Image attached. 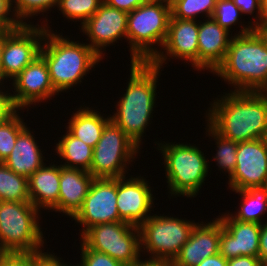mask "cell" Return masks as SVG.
Segmentation results:
<instances>
[{
    "label": "cell",
    "instance_id": "obj_10",
    "mask_svg": "<svg viewBox=\"0 0 267 266\" xmlns=\"http://www.w3.org/2000/svg\"><path fill=\"white\" fill-rule=\"evenodd\" d=\"M140 147L110 120L93 148L90 174L94 178H122L127 164L136 157Z\"/></svg>",
    "mask_w": 267,
    "mask_h": 266
},
{
    "label": "cell",
    "instance_id": "obj_32",
    "mask_svg": "<svg viewBox=\"0 0 267 266\" xmlns=\"http://www.w3.org/2000/svg\"><path fill=\"white\" fill-rule=\"evenodd\" d=\"M59 0H12V7L14 16L23 25H28L23 20L30 18L33 15L44 13L51 10L53 6L58 5ZM14 3V4H13ZM15 5V6H13ZM23 19V20H22Z\"/></svg>",
    "mask_w": 267,
    "mask_h": 266
},
{
    "label": "cell",
    "instance_id": "obj_6",
    "mask_svg": "<svg viewBox=\"0 0 267 266\" xmlns=\"http://www.w3.org/2000/svg\"><path fill=\"white\" fill-rule=\"evenodd\" d=\"M31 202L0 201V253L41 252L44 241Z\"/></svg>",
    "mask_w": 267,
    "mask_h": 266
},
{
    "label": "cell",
    "instance_id": "obj_20",
    "mask_svg": "<svg viewBox=\"0 0 267 266\" xmlns=\"http://www.w3.org/2000/svg\"><path fill=\"white\" fill-rule=\"evenodd\" d=\"M230 33L212 17L199 21L198 30V70L214 72L223 62L231 38Z\"/></svg>",
    "mask_w": 267,
    "mask_h": 266
},
{
    "label": "cell",
    "instance_id": "obj_27",
    "mask_svg": "<svg viewBox=\"0 0 267 266\" xmlns=\"http://www.w3.org/2000/svg\"><path fill=\"white\" fill-rule=\"evenodd\" d=\"M0 201L30 202L28 178L0 162Z\"/></svg>",
    "mask_w": 267,
    "mask_h": 266
},
{
    "label": "cell",
    "instance_id": "obj_18",
    "mask_svg": "<svg viewBox=\"0 0 267 266\" xmlns=\"http://www.w3.org/2000/svg\"><path fill=\"white\" fill-rule=\"evenodd\" d=\"M219 217L222 222L219 253L227 260L238 256L258 257L262 224L238 221L229 212Z\"/></svg>",
    "mask_w": 267,
    "mask_h": 266
},
{
    "label": "cell",
    "instance_id": "obj_11",
    "mask_svg": "<svg viewBox=\"0 0 267 266\" xmlns=\"http://www.w3.org/2000/svg\"><path fill=\"white\" fill-rule=\"evenodd\" d=\"M46 29L44 25L37 27L22 25L10 31L3 39L0 51V80L16 78L38 55Z\"/></svg>",
    "mask_w": 267,
    "mask_h": 266
},
{
    "label": "cell",
    "instance_id": "obj_17",
    "mask_svg": "<svg viewBox=\"0 0 267 266\" xmlns=\"http://www.w3.org/2000/svg\"><path fill=\"white\" fill-rule=\"evenodd\" d=\"M143 177L117 178V209L123 222L139 227L150 216L153 196ZM149 213V215H147Z\"/></svg>",
    "mask_w": 267,
    "mask_h": 266
},
{
    "label": "cell",
    "instance_id": "obj_13",
    "mask_svg": "<svg viewBox=\"0 0 267 266\" xmlns=\"http://www.w3.org/2000/svg\"><path fill=\"white\" fill-rule=\"evenodd\" d=\"M230 190L267 186V139L238 142L235 171L229 178Z\"/></svg>",
    "mask_w": 267,
    "mask_h": 266
},
{
    "label": "cell",
    "instance_id": "obj_5",
    "mask_svg": "<svg viewBox=\"0 0 267 266\" xmlns=\"http://www.w3.org/2000/svg\"><path fill=\"white\" fill-rule=\"evenodd\" d=\"M170 17V3L155 0L143 3L128 13L127 41L130 45L131 63L150 62L159 52L152 46L159 44L162 48Z\"/></svg>",
    "mask_w": 267,
    "mask_h": 266
},
{
    "label": "cell",
    "instance_id": "obj_21",
    "mask_svg": "<svg viewBox=\"0 0 267 266\" xmlns=\"http://www.w3.org/2000/svg\"><path fill=\"white\" fill-rule=\"evenodd\" d=\"M93 179L89 171L60 165L58 211L73 218L81 209Z\"/></svg>",
    "mask_w": 267,
    "mask_h": 266
},
{
    "label": "cell",
    "instance_id": "obj_23",
    "mask_svg": "<svg viewBox=\"0 0 267 266\" xmlns=\"http://www.w3.org/2000/svg\"><path fill=\"white\" fill-rule=\"evenodd\" d=\"M35 137L26 126L19 134L11 154L3 162L16 174L29 177L45 163Z\"/></svg>",
    "mask_w": 267,
    "mask_h": 266
},
{
    "label": "cell",
    "instance_id": "obj_26",
    "mask_svg": "<svg viewBox=\"0 0 267 266\" xmlns=\"http://www.w3.org/2000/svg\"><path fill=\"white\" fill-rule=\"evenodd\" d=\"M241 195V207L232 217L242 222H255L263 224L261 215L267 212V186L251 187L246 190L234 191Z\"/></svg>",
    "mask_w": 267,
    "mask_h": 266
},
{
    "label": "cell",
    "instance_id": "obj_9",
    "mask_svg": "<svg viewBox=\"0 0 267 266\" xmlns=\"http://www.w3.org/2000/svg\"><path fill=\"white\" fill-rule=\"evenodd\" d=\"M81 236L89 248L105 253L124 266L140 260V229L127 222L119 221L93 225Z\"/></svg>",
    "mask_w": 267,
    "mask_h": 266
},
{
    "label": "cell",
    "instance_id": "obj_46",
    "mask_svg": "<svg viewBox=\"0 0 267 266\" xmlns=\"http://www.w3.org/2000/svg\"><path fill=\"white\" fill-rule=\"evenodd\" d=\"M267 41V22H259V25L255 28Z\"/></svg>",
    "mask_w": 267,
    "mask_h": 266
},
{
    "label": "cell",
    "instance_id": "obj_1",
    "mask_svg": "<svg viewBox=\"0 0 267 266\" xmlns=\"http://www.w3.org/2000/svg\"><path fill=\"white\" fill-rule=\"evenodd\" d=\"M214 101L206 121L218 134L235 142L267 138V98L261 92L230 91Z\"/></svg>",
    "mask_w": 267,
    "mask_h": 266
},
{
    "label": "cell",
    "instance_id": "obj_33",
    "mask_svg": "<svg viewBox=\"0 0 267 266\" xmlns=\"http://www.w3.org/2000/svg\"><path fill=\"white\" fill-rule=\"evenodd\" d=\"M241 15V10L233 0H217L212 18L230 32L231 26L239 21Z\"/></svg>",
    "mask_w": 267,
    "mask_h": 266
},
{
    "label": "cell",
    "instance_id": "obj_39",
    "mask_svg": "<svg viewBox=\"0 0 267 266\" xmlns=\"http://www.w3.org/2000/svg\"><path fill=\"white\" fill-rule=\"evenodd\" d=\"M148 1L150 0H104V3L110 7L129 13Z\"/></svg>",
    "mask_w": 267,
    "mask_h": 266
},
{
    "label": "cell",
    "instance_id": "obj_49",
    "mask_svg": "<svg viewBox=\"0 0 267 266\" xmlns=\"http://www.w3.org/2000/svg\"><path fill=\"white\" fill-rule=\"evenodd\" d=\"M155 1H164V2H167V3H171L173 0H155Z\"/></svg>",
    "mask_w": 267,
    "mask_h": 266
},
{
    "label": "cell",
    "instance_id": "obj_19",
    "mask_svg": "<svg viewBox=\"0 0 267 266\" xmlns=\"http://www.w3.org/2000/svg\"><path fill=\"white\" fill-rule=\"evenodd\" d=\"M221 230L219 217L206 224L196 223L171 266H196L205 258L219 253Z\"/></svg>",
    "mask_w": 267,
    "mask_h": 266
},
{
    "label": "cell",
    "instance_id": "obj_14",
    "mask_svg": "<svg viewBox=\"0 0 267 266\" xmlns=\"http://www.w3.org/2000/svg\"><path fill=\"white\" fill-rule=\"evenodd\" d=\"M12 86L15 91L14 94H10V98L17 110L50 99L58 93L51 83L47 63L41 55L13 79Z\"/></svg>",
    "mask_w": 267,
    "mask_h": 266
},
{
    "label": "cell",
    "instance_id": "obj_12",
    "mask_svg": "<svg viewBox=\"0 0 267 266\" xmlns=\"http://www.w3.org/2000/svg\"><path fill=\"white\" fill-rule=\"evenodd\" d=\"M116 205L117 178H94L81 209L73 217L83 225L81 235L93 225L122 221Z\"/></svg>",
    "mask_w": 267,
    "mask_h": 266
},
{
    "label": "cell",
    "instance_id": "obj_44",
    "mask_svg": "<svg viewBox=\"0 0 267 266\" xmlns=\"http://www.w3.org/2000/svg\"><path fill=\"white\" fill-rule=\"evenodd\" d=\"M130 266H171V264L167 262L156 261V260H151V259H148L145 261H142L140 259L138 262L133 263Z\"/></svg>",
    "mask_w": 267,
    "mask_h": 266
},
{
    "label": "cell",
    "instance_id": "obj_41",
    "mask_svg": "<svg viewBox=\"0 0 267 266\" xmlns=\"http://www.w3.org/2000/svg\"><path fill=\"white\" fill-rule=\"evenodd\" d=\"M263 266H267V222L261 225L259 237V254Z\"/></svg>",
    "mask_w": 267,
    "mask_h": 266
},
{
    "label": "cell",
    "instance_id": "obj_37",
    "mask_svg": "<svg viewBox=\"0 0 267 266\" xmlns=\"http://www.w3.org/2000/svg\"><path fill=\"white\" fill-rule=\"evenodd\" d=\"M234 4L241 10L242 14L252 15L257 10V17L253 21V26L256 28L259 25L260 13H261V0H233Z\"/></svg>",
    "mask_w": 267,
    "mask_h": 266
},
{
    "label": "cell",
    "instance_id": "obj_3",
    "mask_svg": "<svg viewBox=\"0 0 267 266\" xmlns=\"http://www.w3.org/2000/svg\"><path fill=\"white\" fill-rule=\"evenodd\" d=\"M130 66L126 92L117 102V110L110 118L140 147L141 138L152 118L161 69L150 62L131 63Z\"/></svg>",
    "mask_w": 267,
    "mask_h": 266
},
{
    "label": "cell",
    "instance_id": "obj_40",
    "mask_svg": "<svg viewBox=\"0 0 267 266\" xmlns=\"http://www.w3.org/2000/svg\"><path fill=\"white\" fill-rule=\"evenodd\" d=\"M1 83L3 84L2 80H0V86L2 85ZM15 110L11 102L10 93H5L3 90H0V123Z\"/></svg>",
    "mask_w": 267,
    "mask_h": 266
},
{
    "label": "cell",
    "instance_id": "obj_2",
    "mask_svg": "<svg viewBox=\"0 0 267 266\" xmlns=\"http://www.w3.org/2000/svg\"><path fill=\"white\" fill-rule=\"evenodd\" d=\"M231 37L223 62L213 72L234 91L260 92L267 84V41L252 22Z\"/></svg>",
    "mask_w": 267,
    "mask_h": 266
},
{
    "label": "cell",
    "instance_id": "obj_8",
    "mask_svg": "<svg viewBox=\"0 0 267 266\" xmlns=\"http://www.w3.org/2000/svg\"><path fill=\"white\" fill-rule=\"evenodd\" d=\"M195 224L171 216H149L139 226L141 249L150 253L151 260L171 263L188 241Z\"/></svg>",
    "mask_w": 267,
    "mask_h": 266
},
{
    "label": "cell",
    "instance_id": "obj_45",
    "mask_svg": "<svg viewBox=\"0 0 267 266\" xmlns=\"http://www.w3.org/2000/svg\"><path fill=\"white\" fill-rule=\"evenodd\" d=\"M259 22H267V0H261V13Z\"/></svg>",
    "mask_w": 267,
    "mask_h": 266
},
{
    "label": "cell",
    "instance_id": "obj_31",
    "mask_svg": "<svg viewBox=\"0 0 267 266\" xmlns=\"http://www.w3.org/2000/svg\"><path fill=\"white\" fill-rule=\"evenodd\" d=\"M104 0H59L57 7L63 17L81 21V26L91 18Z\"/></svg>",
    "mask_w": 267,
    "mask_h": 266
},
{
    "label": "cell",
    "instance_id": "obj_4",
    "mask_svg": "<svg viewBox=\"0 0 267 266\" xmlns=\"http://www.w3.org/2000/svg\"><path fill=\"white\" fill-rule=\"evenodd\" d=\"M46 25L48 23L44 24L46 32L40 55L47 63L54 89L60 93L82 82L83 77L102 58L88 43L70 41V38L52 32Z\"/></svg>",
    "mask_w": 267,
    "mask_h": 266
},
{
    "label": "cell",
    "instance_id": "obj_47",
    "mask_svg": "<svg viewBox=\"0 0 267 266\" xmlns=\"http://www.w3.org/2000/svg\"><path fill=\"white\" fill-rule=\"evenodd\" d=\"M9 32H10L9 30L0 29V51H1L2 44H3V39Z\"/></svg>",
    "mask_w": 267,
    "mask_h": 266
},
{
    "label": "cell",
    "instance_id": "obj_42",
    "mask_svg": "<svg viewBox=\"0 0 267 266\" xmlns=\"http://www.w3.org/2000/svg\"><path fill=\"white\" fill-rule=\"evenodd\" d=\"M227 266H263L259 257L238 256L228 260Z\"/></svg>",
    "mask_w": 267,
    "mask_h": 266
},
{
    "label": "cell",
    "instance_id": "obj_36",
    "mask_svg": "<svg viewBox=\"0 0 267 266\" xmlns=\"http://www.w3.org/2000/svg\"><path fill=\"white\" fill-rule=\"evenodd\" d=\"M0 266H34V253H0Z\"/></svg>",
    "mask_w": 267,
    "mask_h": 266
},
{
    "label": "cell",
    "instance_id": "obj_28",
    "mask_svg": "<svg viewBox=\"0 0 267 266\" xmlns=\"http://www.w3.org/2000/svg\"><path fill=\"white\" fill-rule=\"evenodd\" d=\"M217 0H173L171 5V17L182 20H196L200 13L206 18L213 16Z\"/></svg>",
    "mask_w": 267,
    "mask_h": 266
},
{
    "label": "cell",
    "instance_id": "obj_25",
    "mask_svg": "<svg viewBox=\"0 0 267 266\" xmlns=\"http://www.w3.org/2000/svg\"><path fill=\"white\" fill-rule=\"evenodd\" d=\"M56 145L57 154L66 162L60 165L90 172L93 160V148L91 146L74 137L69 131L62 136Z\"/></svg>",
    "mask_w": 267,
    "mask_h": 266
},
{
    "label": "cell",
    "instance_id": "obj_34",
    "mask_svg": "<svg viewBox=\"0 0 267 266\" xmlns=\"http://www.w3.org/2000/svg\"><path fill=\"white\" fill-rule=\"evenodd\" d=\"M81 265L80 263L74 266H124L122 263L111 258L109 255L89 249L81 242Z\"/></svg>",
    "mask_w": 267,
    "mask_h": 266
},
{
    "label": "cell",
    "instance_id": "obj_48",
    "mask_svg": "<svg viewBox=\"0 0 267 266\" xmlns=\"http://www.w3.org/2000/svg\"><path fill=\"white\" fill-rule=\"evenodd\" d=\"M260 92L267 98V84L263 87V89Z\"/></svg>",
    "mask_w": 267,
    "mask_h": 266
},
{
    "label": "cell",
    "instance_id": "obj_24",
    "mask_svg": "<svg viewBox=\"0 0 267 266\" xmlns=\"http://www.w3.org/2000/svg\"><path fill=\"white\" fill-rule=\"evenodd\" d=\"M70 118L66 129L76 138L82 140L92 148L100 140L105 125L111 120L108 116L104 118L99 111L89 107H80Z\"/></svg>",
    "mask_w": 267,
    "mask_h": 266
},
{
    "label": "cell",
    "instance_id": "obj_22",
    "mask_svg": "<svg viewBox=\"0 0 267 266\" xmlns=\"http://www.w3.org/2000/svg\"><path fill=\"white\" fill-rule=\"evenodd\" d=\"M30 202L37 208L58 211L60 165L46 163L28 177Z\"/></svg>",
    "mask_w": 267,
    "mask_h": 266
},
{
    "label": "cell",
    "instance_id": "obj_30",
    "mask_svg": "<svg viewBox=\"0 0 267 266\" xmlns=\"http://www.w3.org/2000/svg\"><path fill=\"white\" fill-rule=\"evenodd\" d=\"M16 109L0 123V162H4L15 146L18 134L26 127Z\"/></svg>",
    "mask_w": 267,
    "mask_h": 266
},
{
    "label": "cell",
    "instance_id": "obj_15",
    "mask_svg": "<svg viewBox=\"0 0 267 266\" xmlns=\"http://www.w3.org/2000/svg\"><path fill=\"white\" fill-rule=\"evenodd\" d=\"M196 22L197 20L170 18L167 37L161 48L166 50L167 55L159 51L150 63L161 69L168 56L176 57L190 62L198 70L199 23Z\"/></svg>",
    "mask_w": 267,
    "mask_h": 266
},
{
    "label": "cell",
    "instance_id": "obj_35",
    "mask_svg": "<svg viewBox=\"0 0 267 266\" xmlns=\"http://www.w3.org/2000/svg\"><path fill=\"white\" fill-rule=\"evenodd\" d=\"M12 8V0H0V29L13 31L23 25L15 16L13 17V14L9 17L10 12H13Z\"/></svg>",
    "mask_w": 267,
    "mask_h": 266
},
{
    "label": "cell",
    "instance_id": "obj_29",
    "mask_svg": "<svg viewBox=\"0 0 267 266\" xmlns=\"http://www.w3.org/2000/svg\"><path fill=\"white\" fill-rule=\"evenodd\" d=\"M206 133L208 136H212L215 139L218 150L215 154L214 160L217 162V166L223 171H227L228 178H230L235 171L236 166V157H237V149H238V142L233 140L227 139L216 131H214L208 124L206 128Z\"/></svg>",
    "mask_w": 267,
    "mask_h": 266
},
{
    "label": "cell",
    "instance_id": "obj_7",
    "mask_svg": "<svg viewBox=\"0 0 267 266\" xmlns=\"http://www.w3.org/2000/svg\"><path fill=\"white\" fill-rule=\"evenodd\" d=\"M157 144L164 158L171 196L195 197L210 168L204 153L191 144H175V142Z\"/></svg>",
    "mask_w": 267,
    "mask_h": 266
},
{
    "label": "cell",
    "instance_id": "obj_16",
    "mask_svg": "<svg viewBox=\"0 0 267 266\" xmlns=\"http://www.w3.org/2000/svg\"><path fill=\"white\" fill-rule=\"evenodd\" d=\"M127 21V12L103 2L95 14L81 26V30L90 38L91 43L88 45L103 58L102 50L105 47L122 37L127 39Z\"/></svg>",
    "mask_w": 267,
    "mask_h": 266
},
{
    "label": "cell",
    "instance_id": "obj_38",
    "mask_svg": "<svg viewBox=\"0 0 267 266\" xmlns=\"http://www.w3.org/2000/svg\"><path fill=\"white\" fill-rule=\"evenodd\" d=\"M59 258H57L53 254H48V252H37L34 253V266H72L61 262Z\"/></svg>",
    "mask_w": 267,
    "mask_h": 266
},
{
    "label": "cell",
    "instance_id": "obj_43",
    "mask_svg": "<svg viewBox=\"0 0 267 266\" xmlns=\"http://www.w3.org/2000/svg\"><path fill=\"white\" fill-rule=\"evenodd\" d=\"M228 260L225 259L220 253L205 258L196 266H227Z\"/></svg>",
    "mask_w": 267,
    "mask_h": 266
}]
</instances>
